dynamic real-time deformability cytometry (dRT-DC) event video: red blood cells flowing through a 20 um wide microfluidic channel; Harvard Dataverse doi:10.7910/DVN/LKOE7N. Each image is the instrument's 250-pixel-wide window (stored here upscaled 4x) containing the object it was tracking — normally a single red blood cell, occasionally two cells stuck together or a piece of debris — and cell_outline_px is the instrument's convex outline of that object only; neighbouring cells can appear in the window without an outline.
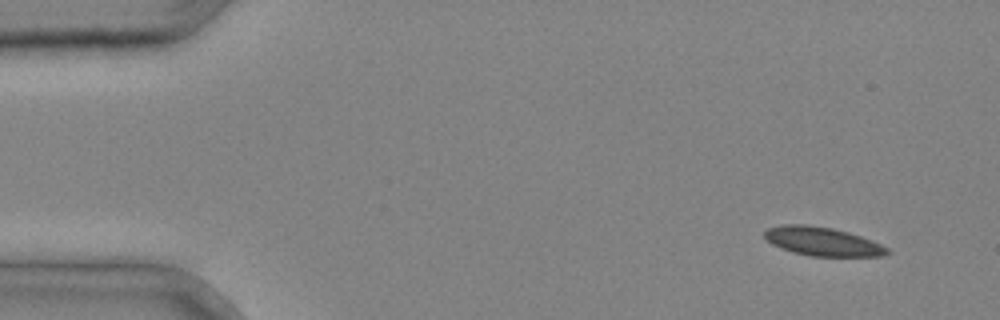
{"species": "common noctule bat (a hibernating species)", "species_latin": "Nyctalus noctula", "temperature_condition": "cold", "stored_images_in_passage": 3, "camera_frame_rate_fps": 3000, "um_per_image_px": 0.085, "animal": {"sex": "male", "body_mass_g": 20.4}, "frame": {"image": 1, "passage_image": 1, "time_ms": 0.0, "image_size_px": [1000, 320], "cell_outline_px": [[892, 252], [884, 256], [808, 256], [772, 244], [764, 236], [764, 232], [768, 228], [780, 224], [808, 224], [832, 228], [848, 232], [872, 240], [888, 248]], "centroid_in_image_um": [69.93, 20.51], "position_along_channel_um": 15.1, "area_um2": 20.46}}
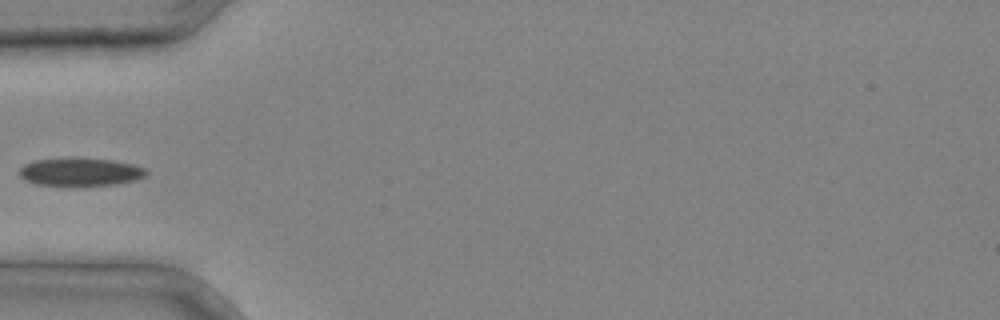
{"frame": {"image": 2, "passage_image": 3, "time_ms": 0.667, "image_size_px": [1000, 320], "cell_outline_px": [[148, 172], [144, 176], [132, 180], [112, 184], [36, 184], [24, 180], [20, 176], [20, 168], [24, 164], [36, 160], [64, 156], [72, 156], [112, 160], [132, 164], [144, 168]], "centroid_in_image_um": [6.77, 14.55], "position_along_channel_um": 78.2, "area_um2": 20.52}}